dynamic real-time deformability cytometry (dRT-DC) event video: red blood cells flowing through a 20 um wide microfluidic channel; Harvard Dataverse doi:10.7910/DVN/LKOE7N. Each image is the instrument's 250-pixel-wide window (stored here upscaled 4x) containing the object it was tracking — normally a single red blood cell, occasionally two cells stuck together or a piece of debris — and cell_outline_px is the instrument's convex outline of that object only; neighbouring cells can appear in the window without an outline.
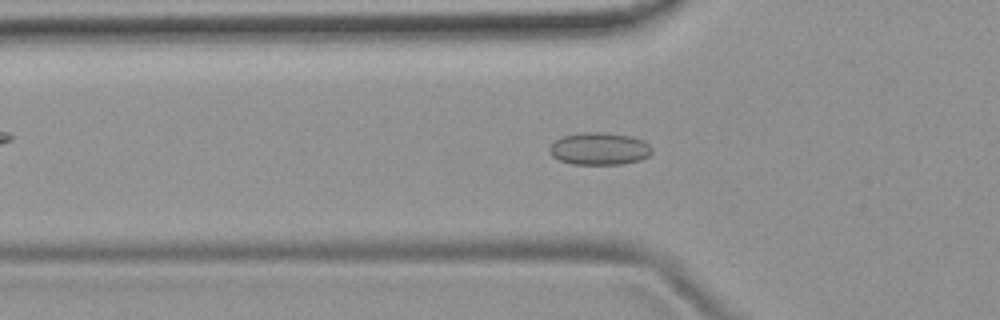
{"species": "common noctule bat (a hibernating species)", "species_latin": "Nyctalus noctula", "temperature_condition": "room temperature", "stored_images_in_passage": 52, "camera_frame_rate_fps": 3000, "um_per_image_px": 0.085, "animal": {"sex": "female", "body_mass_g": 19.9}, "frame": {"image": 1, "passage_image": 17, "time_ms": 5.333, "image_size_px": [1000, 320], "cell_outline_px": [[652, 152], [648, 156], [640, 160], [620, 164], [572, 164], [560, 160], [552, 156], [548, 148], [556, 140], [564, 136], [584, 132], [600, 132], [632, 136], [644, 140], [652, 148]], "centroid_in_image_um": [50.96, 12.64], "position_along_channel_um": 74.8, "area_um2": 19.25}}
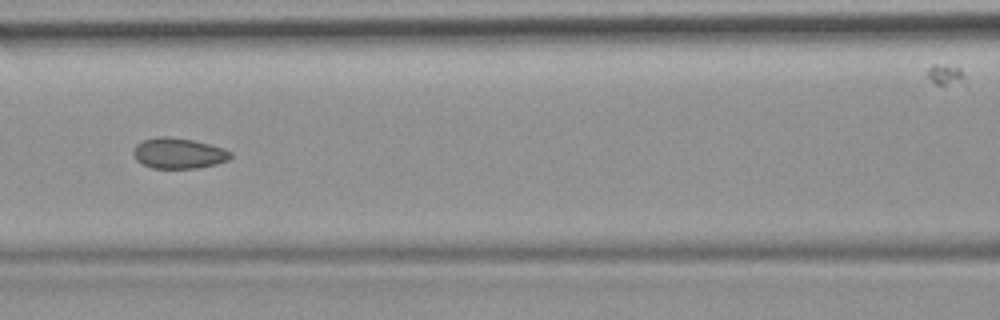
{"frame": {"image": 2, "passage_image": 23, "time_ms": 7.333, "image_size_px": [1000, 320], "cell_outline_px": [[232, 156], [228, 160], [216, 164], [196, 168], [152, 168], [136, 160], [132, 152], [136, 144], [144, 140], [160, 136], [164, 136], [192, 140], [224, 148], [232, 152]], "centroid_in_image_um": [15.18, 13.03], "position_along_channel_um": 151.4, "area_um2": 17.22}}
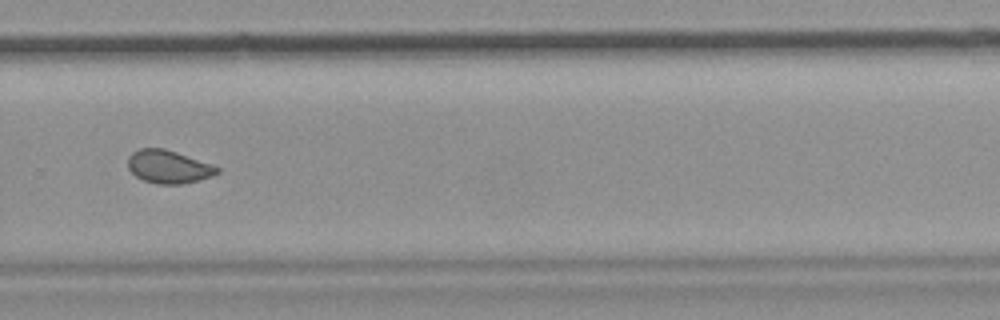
{"frame": {"image": 3, "passage_image": 36, "time_ms": 11.667, "image_size_px": [1000, 320], "cell_outline_px": [[220, 172], [212, 176], [200, 180], [184, 184], [156, 184], [144, 180], [136, 176], [128, 168], [128, 156], [132, 152], [140, 148], [164, 148], [212, 164], [220, 168]], "centroid_in_image_um": [14.33, 14.18], "position_along_channel_um": 315.5, "area_um2": 17.28}, "authors_computed_cell_mechanics": {"area_um2": 17.7446, "velocity_mm_per_s": 3.7945, "shape_relaxation_time_tau1_ms": null, "shape_relaxation_time_tau2_ms": 1.7462, "deformation_change_tau1": null, "deformation_change_tau2": 0.0682}}